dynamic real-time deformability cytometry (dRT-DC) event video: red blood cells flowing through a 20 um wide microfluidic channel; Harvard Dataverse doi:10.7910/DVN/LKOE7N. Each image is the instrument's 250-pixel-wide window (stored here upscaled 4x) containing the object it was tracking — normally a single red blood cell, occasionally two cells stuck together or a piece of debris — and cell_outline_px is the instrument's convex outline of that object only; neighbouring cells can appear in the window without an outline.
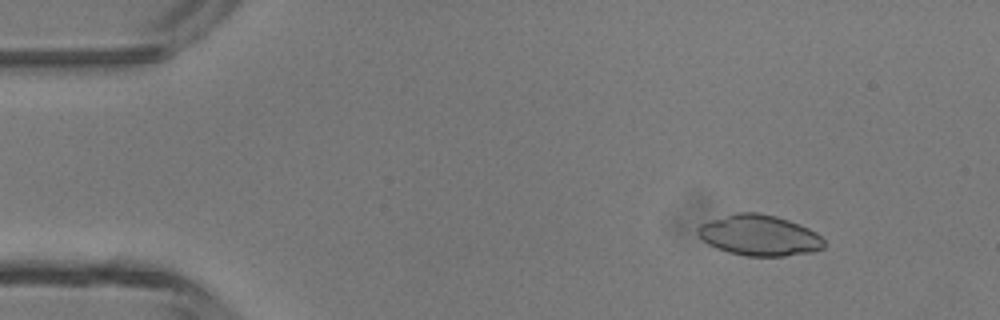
{"species": "common noctule bat (a hibernating species)", "species_latin": "Nyctalus noctula", "temperature_condition": "room temperature", "stored_images_in_passage": 46, "camera_frame_rate_fps": 3000, "um_per_image_px": 0.085, "animal": {"sex": "male", "body_mass_g": 13.3}, "frame": {"image": 1, "passage_image": 5, "time_ms": 1.333, "image_size_px": [1000, 320], "cell_outline_px": [[824, 248], [812, 252], [784, 256], [744, 256], [728, 252], [716, 248], [708, 244], [696, 232], [696, 228], [700, 224], [736, 212], [756, 212], [776, 216], [800, 224], [816, 232], [824, 240]], "centroid_in_image_um": [64.54, 20.01], "position_along_channel_um": 20.5, "area_um2": 30.0}}
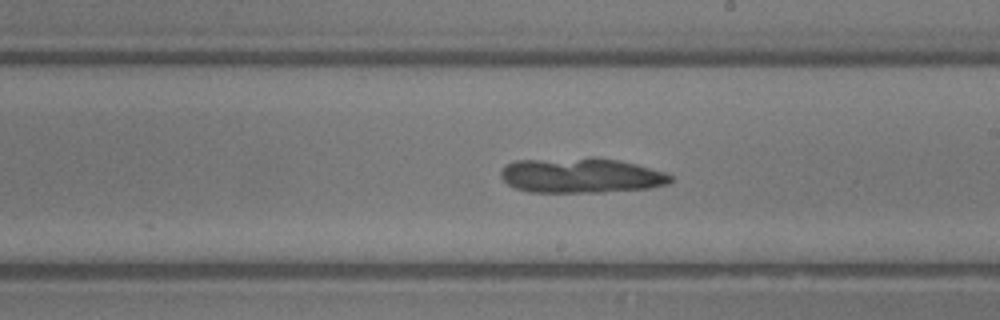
{"frame": {"image": 2, "passage_image": 26, "time_ms": 8.333, "image_size_px": [1000, 320], "cell_outline_px": [[672, 180], [668, 184], [652, 188], [604, 192], [528, 192], [516, 188], [508, 184], [500, 176], [500, 172], [504, 164], [516, 160], [592, 156], [620, 160], [636, 164], [664, 172], [672, 176]], "centroid_in_image_um": [49.37, 14.89], "position_along_channel_um": 239.6, "area_um2": 35.32}}
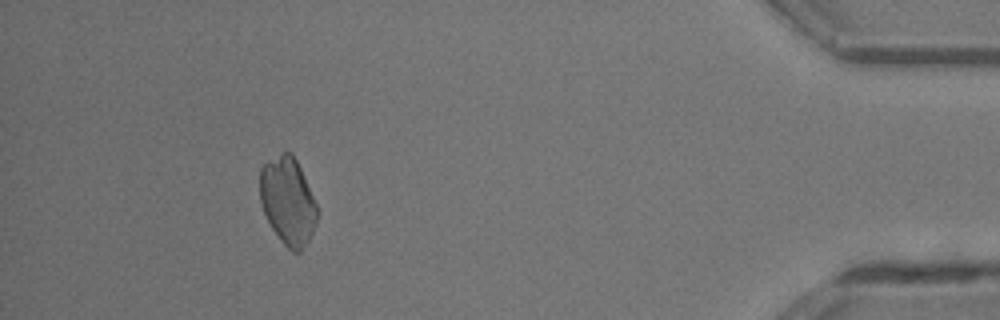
{"frame": {"image": 3, "passage_image": 42, "time_ms": 13.667, "image_size_px": [1000, 320], "cell_outline_px": [[316, 224], [308, 240], [300, 252], [292, 252], [280, 240], [272, 228], [264, 212], [260, 200], [260, 168], [264, 164], [280, 152], [292, 152], [300, 168], [316, 204]], "centroid_in_image_um": [24.44, 17.07], "position_along_channel_um": 410.8, "area_um2": 28.73}}